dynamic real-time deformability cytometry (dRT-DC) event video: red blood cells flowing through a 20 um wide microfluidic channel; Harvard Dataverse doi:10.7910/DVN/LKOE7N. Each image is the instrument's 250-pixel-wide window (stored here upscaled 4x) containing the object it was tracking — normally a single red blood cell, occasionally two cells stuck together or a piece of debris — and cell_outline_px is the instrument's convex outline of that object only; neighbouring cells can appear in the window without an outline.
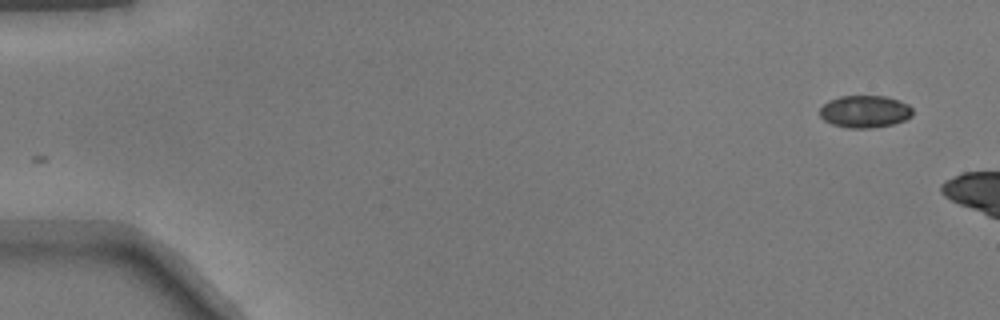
{"species": "common noctule bat (a hibernating species)", "species_latin": "Nyctalus noctula", "temperature_condition": "warm", "stored_images_in_passage": 6, "camera_frame_rate_fps": 3000, "um_per_image_px": 0.085, "animal": {"sex": "male", "body_mass_g": 17.9}, "frame": {"image": 1, "passage_image": 1, "time_ms": 0.0, "image_size_px": [1000, 320], "cell_outline_px": [[912, 116], [904, 120], [892, 124], [872, 128], [848, 128], [832, 124], [824, 120], [820, 116], [820, 108], [828, 100], [840, 96], [884, 96], [900, 100], [908, 104], [912, 108]], "centroid_in_image_um": [73.51, 9.47], "position_along_channel_um": 11.5, "area_um2": 17.51}}